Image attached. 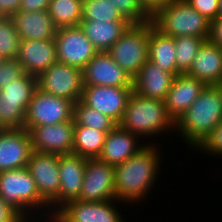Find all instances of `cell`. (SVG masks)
Masks as SVG:
<instances>
[{"label": "cell", "mask_w": 222, "mask_h": 222, "mask_svg": "<svg viewBox=\"0 0 222 222\" xmlns=\"http://www.w3.org/2000/svg\"><path fill=\"white\" fill-rule=\"evenodd\" d=\"M157 147L146 145L124 163L115 166L116 199L133 202L142 201L158 176L160 155Z\"/></svg>", "instance_id": "obj_1"}, {"label": "cell", "mask_w": 222, "mask_h": 222, "mask_svg": "<svg viewBox=\"0 0 222 222\" xmlns=\"http://www.w3.org/2000/svg\"><path fill=\"white\" fill-rule=\"evenodd\" d=\"M222 121V96L216 85H207L194 103L175 122V129L198 148Z\"/></svg>", "instance_id": "obj_2"}, {"label": "cell", "mask_w": 222, "mask_h": 222, "mask_svg": "<svg viewBox=\"0 0 222 222\" xmlns=\"http://www.w3.org/2000/svg\"><path fill=\"white\" fill-rule=\"evenodd\" d=\"M153 26L170 37L193 36L208 39L210 21L186 0H171L152 15Z\"/></svg>", "instance_id": "obj_3"}, {"label": "cell", "mask_w": 222, "mask_h": 222, "mask_svg": "<svg viewBox=\"0 0 222 222\" xmlns=\"http://www.w3.org/2000/svg\"><path fill=\"white\" fill-rule=\"evenodd\" d=\"M118 125L139 138L169 131V127L175 128V122L168 115L164 101L144 98L135 92L131 93Z\"/></svg>", "instance_id": "obj_4"}, {"label": "cell", "mask_w": 222, "mask_h": 222, "mask_svg": "<svg viewBox=\"0 0 222 222\" xmlns=\"http://www.w3.org/2000/svg\"><path fill=\"white\" fill-rule=\"evenodd\" d=\"M0 197L23 219L28 210L49 206L41 198L27 167L0 172Z\"/></svg>", "instance_id": "obj_5"}, {"label": "cell", "mask_w": 222, "mask_h": 222, "mask_svg": "<svg viewBox=\"0 0 222 222\" xmlns=\"http://www.w3.org/2000/svg\"><path fill=\"white\" fill-rule=\"evenodd\" d=\"M37 77L25 73L0 91V124L4 129L23 128Z\"/></svg>", "instance_id": "obj_6"}, {"label": "cell", "mask_w": 222, "mask_h": 222, "mask_svg": "<svg viewBox=\"0 0 222 222\" xmlns=\"http://www.w3.org/2000/svg\"><path fill=\"white\" fill-rule=\"evenodd\" d=\"M149 23L132 24L107 51L132 78L148 61Z\"/></svg>", "instance_id": "obj_7"}, {"label": "cell", "mask_w": 222, "mask_h": 222, "mask_svg": "<svg viewBox=\"0 0 222 222\" xmlns=\"http://www.w3.org/2000/svg\"><path fill=\"white\" fill-rule=\"evenodd\" d=\"M74 104L73 101L56 97L37 87L27 109L24 128L29 130L40 125L72 121Z\"/></svg>", "instance_id": "obj_8"}, {"label": "cell", "mask_w": 222, "mask_h": 222, "mask_svg": "<svg viewBox=\"0 0 222 222\" xmlns=\"http://www.w3.org/2000/svg\"><path fill=\"white\" fill-rule=\"evenodd\" d=\"M27 169L36 182L41 198L49 207L53 206L55 208L51 210V212L55 210L51 216L53 218V215L57 212V208L59 210V154L33 151L27 164Z\"/></svg>", "instance_id": "obj_9"}, {"label": "cell", "mask_w": 222, "mask_h": 222, "mask_svg": "<svg viewBox=\"0 0 222 222\" xmlns=\"http://www.w3.org/2000/svg\"><path fill=\"white\" fill-rule=\"evenodd\" d=\"M54 41L57 62L81 70L98 52L80 25L57 28Z\"/></svg>", "instance_id": "obj_10"}, {"label": "cell", "mask_w": 222, "mask_h": 222, "mask_svg": "<svg viewBox=\"0 0 222 222\" xmlns=\"http://www.w3.org/2000/svg\"><path fill=\"white\" fill-rule=\"evenodd\" d=\"M38 87L56 97L76 103L81 99L83 90L82 70L67 64H51L37 77Z\"/></svg>", "instance_id": "obj_11"}, {"label": "cell", "mask_w": 222, "mask_h": 222, "mask_svg": "<svg viewBox=\"0 0 222 222\" xmlns=\"http://www.w3.org/2000/svg\"><path fill=\"white\" fill-rule=\"evenodd\" d=\"M115 166L89 158L85 164L84 179L79 200L83 202L116 201Z\"/></svg>", "instance_id": "obj_12"}, {"label": "cell", "mask_w": 222, "mask_h": 222, "mask_svg": "<svg viewBox=\"0 0 222 222\" xmlns=\"http://www.w3.org/2000/svg\"><path fill=\"white\" fill-rule=\"evenodd\" d=\"M132 92L133 87L83 85L80 100L87 106L109 116L119 124Z\"/></svg>", "instance_id": "obj_13"}, {"label": "cell", "mask_w": 222, "mask_h": 222, "mask_svg": "<svg viewBox=\"0 0 222 222\" xmlns=\"http://www.w3.org/2000/svg\"><path fill=\"white\" fill-rule=\"evenodd\" d=\"M74 127V119L58 124L31 127L28 131L33 150L59 155L72 154Z\"/></svg>", "instance_id": "obj_14"}, {"label": "cell", "mask_w": 222, "mask_h": 222, "mask_svg": "<svg viewBox=\"0 0 222 222\" xmlns=\"http://www.w3.org/2000/svg\"><path fill=\"white\" fill-rule=\"evenodd\" d=\"M115 201L83 202L73 200L53 215L54 222H124Z\"/></svg>", "instance_id": "obj_15"}, {"label": "cell", "mask_w": 222, "mask_h": 222, "mask_svg": "<svg viewBox=\"0 0 222 222\" xmlns=\"http://www.w3.org/2000/svg\"><path fill=\"white\" fill-rule=\"evenodd\" d=\"M83 85L133 87V78L107 51L97 52L82 70Z\"/></svg>", "instance_id": "obj_16"}, {"label": "cell", "mask_w": 222, "mask_h": 222, "mask_svg": "<svg viewBox=\"0 0 222 222\" xmlns=\"http://www.w3.org/2000/svg\"><path fill=\"white\" fill-rule=\"evenodd\" d=\"M32 141L23 128H6L0 132V172L25 168L31 158Z\"/></svg>", "instance_id": "obj_17"}, {"label": "cell", "mask_w": 222, "mask_h": 222, "mask_svg": "<svg viewBox=\"0 0 222 222\" xmlns=\"http://www.w3.org/2000/svg\"><path fill=\"white\" fill-rule=\"evenodd\" d=\"M206 86L204 82L187 74L174 77L164 101L168 115L174 122L194 103Z\"/></svg>", "instance_id": "obj_18"}, {"label": "cell", "mask_w": 222, "mask_h": 222, "mask_svg": "<svg viewBox=\"0 0 222 222\" xmlns=\"http://www.w3.org/2000/svg\"><path fill=\"white\" fill-rule=\"evenodd\" d=\"M25 73L40 76L51 64L57 62L53 40H21L18 57Z\"/></svg>", "instance_id": "obj_19"}, {"label": "cell", "mask_w": 222, "mask_h": 222, "mask_svg": "<svg viewBox=\"0 0 222 222\" xmlns=\"http://www.w3.org/2000/svg\"><path fill=\"white\" fill-rule=\"evenodd\" d=\"M87 158L76 154L59 155V209L66 203L79 200Z\"/></svg>", "instance_id": "obj_20"}, {"label": "cell", "mask_w": 222, "mask_h": 222, "mask_svg": "<svg viewBox=\"0 0 222 222\" xmlns=\"http://www.w3.org/2000/svg\"><path fill=\"white\" fill-rule=\"evenodd\" d=\"M174 77L148 60L133 78V92L144 98L165 101Z\"/></svg>", "instance_id": "obj_21"}, {"label": "cell", "mask_w": 222, "mask_h": 222, "mask_svg": "<svg viewBox=\"0 0 222 222\" xmlns=\"http://www.w3.org/2000/svg\"><path fill=\"white\" fill-rule=\"evenodd\" d=\"M11 19L21 40H53L57 27L47 10L18 11Z\"/></svg>", "instance_id": "obj_22"}, {"label": "cell", "mask_w": 222, "mask_h": 222, "mask_svg": "<svg viewBox=\"0 0 222 222\" xmlns=\"http://www.w3.org/2000/svg\"><path fill=\"white\" fill-rule=\"evenodd\" d=\"M138 135L123 129L119 125L115 126L107 133L101 155V161L116 166L124 163L131 156L138 153L145 145L138 144Z\"/></svg>", "instance_id": "obj_23"}, {"label": "cell", "mask_w": 222, "mask_h": 222, "mask_svg": "<svg viewBox=\"0 0 222 222\" xmlns=\"http://www.w3.org/2000/svg\"><path fill=\"white\" fill-rule=\"evenodd\" d=\"M206 85L222 82V48L206 40L201 46L186 73Z\"/></svg>", "instance_id": "obj_24"}, {"label": "cell", "mask_w": 222, "mask_h": 222, "mask_svg": "<svg viewBox=\"0 0 222 222\" xmlns=\"http://www.w3.org/2000/svg\"><path fill=\"white\" fill-rule=\"evenodd\" d=\"M132 24L129 21L81 20L80 26L98 52L108 51Z\"/></svg>", "instance_id": "obj_25"}, {"label": "cell", "mask_w": 222, "mask_h": 222, "mask_svg": "<svg viewBox=\"0 0 222 222\" xmlns=\"http://www.w3.org/2000/svg\"><path fill=\"white\" fill-rule=\"evenodd\" d=\"M175 51V38L162 34L152 22H149L148 60L162 70L177 76L181 73L177 70Z\"/></svg>", "instance_id": "obj_26"}, {"label": "cell", "mask_w": 222, "mask_h": 222, "mask_svg": "<svg viewBox=\"0 0 222 222\" xmlns=\"http://www.w3.org/2000/svg\"><path fill=\"white\" fill-rule=\"evenodd\" d=\"M107 133L91 127L75 125L73 154L84 158H98L103 150Z\"/></svg>", "instance_id": "obj_27"}, {"label": "cell", "mask_w": 222, "mask_h": 222, "mask_svg": "<svg viewBox=\"0 0 222 222\" xmlns=\"http://www.w3.org/2000/svg\"><path fill=\"white\" fill-rule=\"evenodd\" d=\"M83 0H51L48 13L57 28L79 26Z\"/></svg>", "instance_id": "obj_28"}, {"label": "cell", "mask_w": 222, "mask_h": 222, "mask_svg": "<svg viewBox=\"0 0 222 222\" xmlns=\"http://www.w3.org/2000/svg\"><path fill=\"white\" fill-rule=\"evenodd\" d=\"M74 125L91 127L109 133L118 124L109 116L87 106L81 100L74 104Z\"/></svg>", "instance_id": "obj_29"}, {"label": "cell", "mask_w": 222, "mask_h": 222, "mask_svg": "<svg viewBox=\"0 0 222 222\" xmlns=\"http://www.w3.org/2000/svg\"><path fill=\"white\" fill-rule=\"evenodd\" d=\"M175 38V57L177 70L186 74L198 53L200 46L206 41L203 38L193 36H179Z\"/></svg>", "instance_id": "obj_30"}, {"label": "cell", "mask_w": 222, "mask_h": 222, "mask_svg": "<svg viewBox=\"0 0 222 222\" xmlns=\"http://www.w3.org/2000/svg\"><path fill=\"white\" fill-rule=\"evenodd\" d=\"M82 20L91 21H128L118 9L107 0H83Z\"/></svg>", "instance_id": "obj_31"}, {"label": "cell", "mask_w": 222, "mask_h": 222, "mask_svg": "<svg viewBox=\"0 0 222 222\" xmlns=\"http://www.w3.org/2000/svg\"><path fill=\"white\" fill-rule=\"evenodd\" d=\"M20 37L11 17L0 16V55L3 59H16Z\"/></svg>", "instance_id": "obj_32"}, {"label": "cell", "mask_w": 222, "mask_h": 222, "mask_svg": "<svg viewBox=\"0 0 222 222\" xmlns=\"http://www.w3.org/2000/svg\"><path fill=\"white\" fill-rule=\"evenodd\" d=\"M115 6L121 15L131 24H145L151 22V14L139 0H107Z\"/></svg>", "instance_id": "obj_33"}, {"label": "cell", "mask_w": 222, "mask_h": 222, "mask_svg": "<svg viewBox=\"0 0 222 222\" xmlns=\"http://www.w3.org/2000/svg\"><path fill=\"white\" fill-rule=\"evenodd\" d=\"M24 74L23 66L17 59H4L0 62V91Z\"/></svg>", "instance_id": "obj_34"}, {"label": "cell", "mask_w": 222, "mask_h": 222, "mask_svg": "<svg viewBox=\"0 0 222 222\" xmlns=\"http://www.w3.org/2000/svg\"><path fill=\"white\" fill-rule=\"evenodd\" d=\"M198 148L207 151L206 153L222 155V121Z\"/></svg>", "instance_id": "obj_35"}, {"label": "cell", "mask_w": 222, "mask_h": 222, "mask_svg": "<svg viewBox=\"0 0 222 222\" xmlns=\"http://www.w3.org/2000/svg\"><path fill=\"white\" fill-rule=\"evenodd\" d=\"M195 10L209 21L218 17L219 0H186Z\"/></svg>", "instance_id": "obj_36"}, {"label": "cell", "mask_w": 222, "mask_h": 222, "mask_svg": "<svg viewBox=\"0 0 222 222\" xmlns=\"http://www.w3.org/2000/svg\"><path fill=\"white\" fill-rule=\"evenodd\" d=\"M207 40L222 48V17H217L215 20L210 21L209 36Z\"/></svg>", "instance_id": "obj_37"}, {"label": "cell", "mask_w": 222, "mask_h": 222, "mask_svg": "<svg viewBox=\"0 0 222 222\" xmlns=\"http://www.w3.org/2000/svg\"><path fill=\"white\" fill-rule=\"evenodd\" d=\"M24 220L0 197V222H21Z\"/></svg>", "instance_id": "obj_38"}, {"label": "cell", "mask_w": 222, "mask_h": 222, "mask_svg": "<svg viewBox=\"0 0 222 222\" xmlns=\"http://www.w3.org/2000/svg\"><path fill=\"white\" fill-rule=\"evenodd\" d=\"M51 0H22L20 3L19 11H42L48 10Z\"/></svg>", "instance_id": "obj_39"}, {"label": "cell", "mask_w": 222, "mask_h": 222, "mask_svg": "<svg viewBox=\"0 0 222 222\" xmlns=\"http://www.w3.org/2000/svg\"><path fill=\"white\" fill-rule=\"evenodd\" d=\"M22 0H0V16L12 17L19 11Z\"/></svg>", "instance_id": "obj_40"}, {"label": "cell", "mask_w": 222, "mask_h": 222, "mask_svg": "<svg viewBox=\"0 0 222 222\" xmlns=\"http://www.w3.org/2000/svg\"><path fill=\"white\" fill-rule=\"evenodd\" d=\"M144 8L152 15L159 7L171 0H139Z\"/></svg>", "instance_id": "obj_41"}, {"label": "cell", "mask_w": 222, "mask_h": 222, "mask_svg": "<svg viewBox=\"0 0 222 222\" xmlns=\"http://www.w3.org/2000/svg\"><path fill=\"white\" fill-rule=\"evenodd\" d=\"M218 17H222V0H219V13Z\"/></svg>", "instance_id": "obj_42"}, {"label": "cell", "mask_w": 222, "mask_h": 222, "mask_svg": "<svg viewBox=\"0 0 222 222\" xmlns=\"http://www.w3.org/2000/svg\"><path fill=\"white\" fill-rule=\"evenodd\" d=\"M216 86L219 88L222 96V82L218 83Z\"/></svg>", "instance_id": "obj_43"}, {"label": "cell", "mask_w": 222, "mask_h": 222, "mask_svg": "<svg viewBox=\"0 0 222 222\" xmlns=\"http://www.w3.org/2000/svg\"><path fill=\"white\" fill-rule=\"evenodd\" d=\"M21 222H28L27 219H24L22 220ZM51 222H54V219L52 218V221Z\"/></svg>", "instance_id": "obj_44"}, {"label": "cell", "mask_w": 222, "mask_h": 222, "mask_svg": "<svg viewBox=\"0 0 222 222\" xmlns=\"http://www.w3.org/2000/svg\"><path fill=\"white\" fill-rule=\"evenodd\" d=\"M3 129H4L3 126L0 124V132H1Z\"/></svg>", "instance_id": "obj_45"}, {"label": "cell", "mask_w": 222, "mask_h": 222, "mask_svg": "<svg viewBox=\"0 0 222 222\" xmlns=\"http://www.w3.org/2000/svg\"><path fill=\"white\" fill-rule=\"evenodd\" d=\"M4 59L2 58V56L0 55V62H2Z\"/></svg>", "instance_id": "obj_46"}]
</instances>
